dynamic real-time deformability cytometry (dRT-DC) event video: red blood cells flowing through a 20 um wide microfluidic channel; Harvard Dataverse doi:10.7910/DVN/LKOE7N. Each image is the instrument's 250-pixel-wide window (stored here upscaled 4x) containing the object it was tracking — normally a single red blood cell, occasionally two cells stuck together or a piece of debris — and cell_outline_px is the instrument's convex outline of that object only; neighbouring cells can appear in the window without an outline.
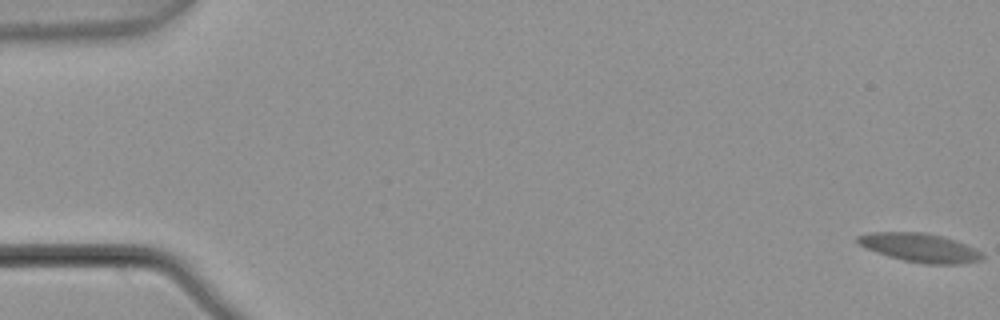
{"species": "common noctule bat (a hibernating species)", "species_latin": "Nyctalus noctula", "temperature_condition": "warm", "stored_images_in_passage": 7, "camera_frame_rate_fps": 3000, "um_per_image_px": 0.085, "animal": {"sex": "male", "body_mass_g": 21.5, "forearm_length_mm": 52.0}, "frame": {"image": 1, "passage_image": 1, "time_ms": 0.0, "image_size_px": [1000, 320], "cell_outline_px": [[984, 256], [980, 260], [956, 264], [924, 264], [904, 260], [888, 256], [868, 248], [860, 244], [856, 240], [856, 236], [872, 232], [924, 232], [940, 236], [964, 244], [984, 252]], "centroid_in_image_um": [78.2, 21.05], "position_along_channel_um": 6.8, "area_um2": 20.52}}
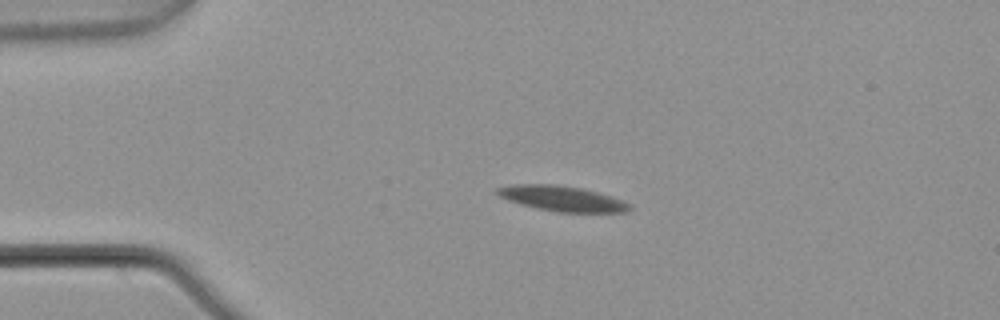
{"frame": {"image": 2, "passage_image": 5, "time_ms": 1.333, "image_size_px": [1000, 320], "cell_outline_px": [[632, 208], [624, 212], [556, 212], [520, 204], [508, 200], [492, 192], [496, 188], [512, 184], [556, 184], [580, 188], [596, 192], [632, 204]], "centroid_in_image_um": [47.71, 16.87], "position_along_channel_um": 37.3, "area_um2": 19.36}}
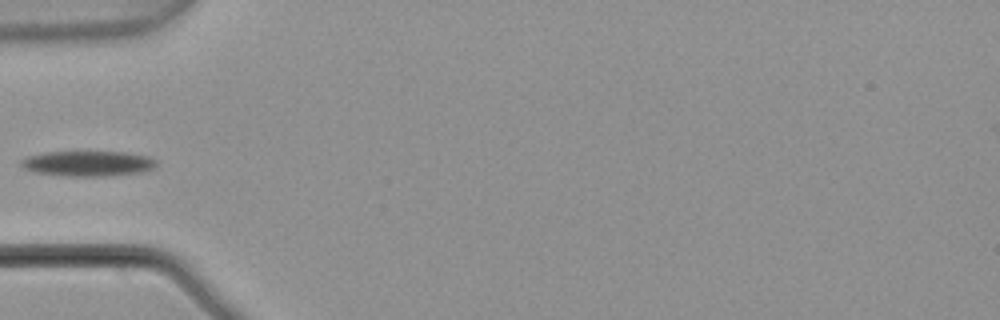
{"frame": {"image": 3, "passage_image": 7, "time_ms": 2.0, "image_size_px": [1000, 320], "cell_outline_px": [[156, 168], [140, 172], [112, 176], [64, 176], [36, 172], [24, 168], [20, 164], [20, 160], [28, 156], [44, 152], [124, 152], [148, 156], [156, 160]], "centroid_in_image_um": [7.49, 13.9], "position_along_channel_um": 77.5, "area_um2": 20.0}}